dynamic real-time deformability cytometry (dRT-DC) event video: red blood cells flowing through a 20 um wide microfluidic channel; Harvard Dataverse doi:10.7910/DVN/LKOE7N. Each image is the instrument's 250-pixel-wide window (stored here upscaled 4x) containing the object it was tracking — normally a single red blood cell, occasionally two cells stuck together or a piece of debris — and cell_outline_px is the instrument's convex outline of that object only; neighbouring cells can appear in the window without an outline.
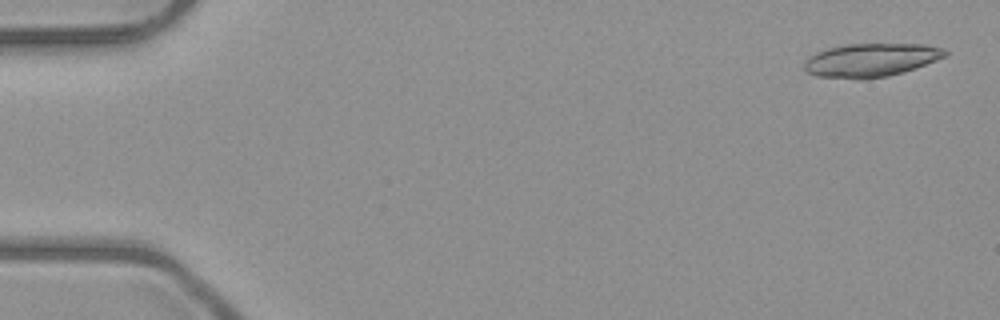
{"species": "common noctule bat (a hibernating species)", "species_latin": "Nyctalus noctula", "temperature_condition": "room temperature", "stored_images_in_passage": 4, "camera_frame_rate_fps": 3000, "um_per_image_px": 0.085, "animal": {"sex": "male", "body_mass_g": 23.1, "forearm_length_mm": 52.7}, "frame": {"image": 1, "passage_image": 1, "time_ms": 0.0, "image_size_px": [1000, 320], "cell_outline_px": [[948, 52], [944, 56], [936, 60], [916, 68], [904, 72], [888, 76], [860, 80], [816, 76], [808, 72], [804, 68], [804, 64], [808, 56], [816, 52], [828, 48], [844, 44], [924, 44], [944, 48]], "centroid_in_image_um": [74.01, 5.11], "position_along_channel_um": 11.0, "area_um2": 27.63}}